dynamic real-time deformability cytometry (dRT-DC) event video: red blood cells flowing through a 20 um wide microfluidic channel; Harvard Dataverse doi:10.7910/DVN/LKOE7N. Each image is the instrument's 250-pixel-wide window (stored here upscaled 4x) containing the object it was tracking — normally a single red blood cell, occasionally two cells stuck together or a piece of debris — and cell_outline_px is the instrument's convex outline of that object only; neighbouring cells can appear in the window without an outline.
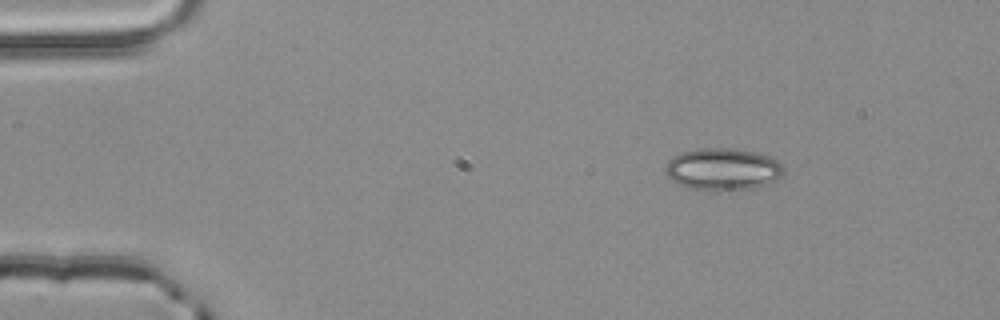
{"species": "common noctule bat (a hibernating species)", "species_latin": "Nyctalus noctula", "temperature_condition": "room temperature", "stored_images_in_passage": 3, "camera_frame_rate_fps": 3000, "um_per_image_px": 0.085, "animal": {"sex": "male", "body_mass_g": 20.4}, "frame": {"image": 1, "passage_image": 1, "time_ms": 0.0, "image_size_px": [1000, 320], "cell_outline_px": [[784, 172], [776, 180], [768, 184], [752, 188], [688, 188], [676, 184], [668, 176], [664, 168], [668, 160], [672, 156], [680, 152], [696, 148], [728, 148], [756, 152], [768, 156], [776, 160], [784, 168]], "centroid_in_image_um": [61.4, 14.34], "position_along_channel_um": 23.6, "area_um2": 28.55}}